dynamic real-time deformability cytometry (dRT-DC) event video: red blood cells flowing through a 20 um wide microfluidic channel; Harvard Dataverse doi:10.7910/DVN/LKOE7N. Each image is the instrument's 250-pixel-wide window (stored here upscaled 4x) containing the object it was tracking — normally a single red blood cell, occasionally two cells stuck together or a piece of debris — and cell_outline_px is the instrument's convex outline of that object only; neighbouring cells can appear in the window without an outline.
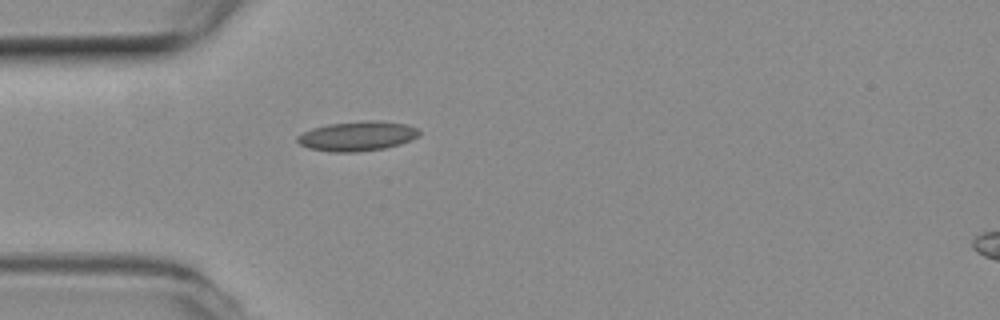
{"species": "common noctule bat (a hibernating species)", "species_latin": "Nyctalus noctula", "temperature_condition": "room temperature", "stored_images_in_passage": 21, "camera_frame_rate_fps": 3000, "um_per_image_px": 0.085, "animal": {"sex": "female", "body_mass_g": 19.3, "forearm_length_mm": 54.1}, "frame": {"image": 1, "passage_image": 1, "time_ms": 0.0, "image_size_px": [1000, 320], "cell_outline_px": [[420, 136], [412, 140], [400, 144], [384, 148], [356, 152], [332, 152], [308, 148], [300, 144], [296, 140], [296, 136], [312, 128], [328, 124], [368, 120], [380, 120], [408, 124], [416, 128], [420, 132]], "centroid_in_image_um": [30.39, 11.56], "position_along_channel_um": 54.6, "area_um2": 21.21}}
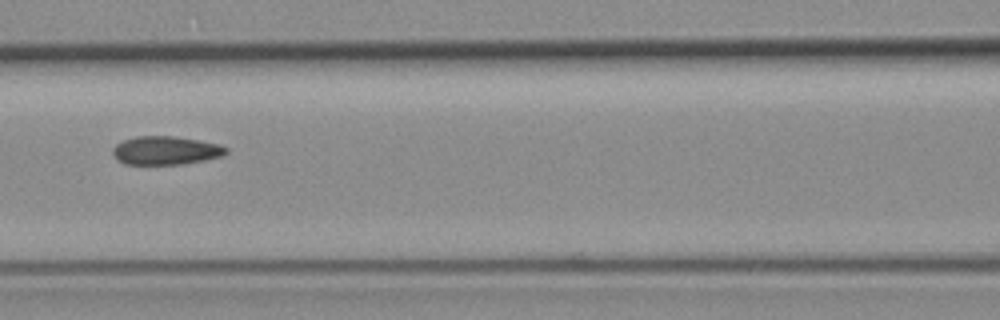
{"frame": {"image": 2, "passage_image": 9, "time_ms": 2.667, "image_size_px": [1000, 320], "cell_outline_px": [[228, 152], [220, 156], [204, 160], [180, 164], [124, 164], [112, 152], [112, 148], [116, 144], [124, 140], [136, 136], [172, 136], [220, 144], [228, 148]], "centroid_in_image_um": [14.09, 12.78], "position_along_channel_um": 152.5, "area_um2": 18.55}}
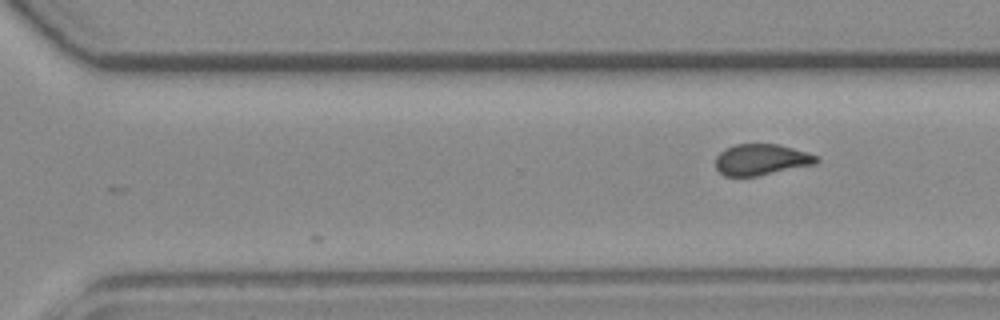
{"frame": {"image": 3, "passage_image": 21, "time_ms": 6.667, "image_size_px": [1000, 320], "cell_outline_px": [[820, 160], [816, 164], [756, 176], [724, 176], [716, 168], [716, 156], [720, 152], [736, 144], [776, 144], [792, 148], [820, 156]], "centroid_in_image_um": [64.73, 13.57], "position_along_channel_um": 305.9, "area_um2": 18.21}}